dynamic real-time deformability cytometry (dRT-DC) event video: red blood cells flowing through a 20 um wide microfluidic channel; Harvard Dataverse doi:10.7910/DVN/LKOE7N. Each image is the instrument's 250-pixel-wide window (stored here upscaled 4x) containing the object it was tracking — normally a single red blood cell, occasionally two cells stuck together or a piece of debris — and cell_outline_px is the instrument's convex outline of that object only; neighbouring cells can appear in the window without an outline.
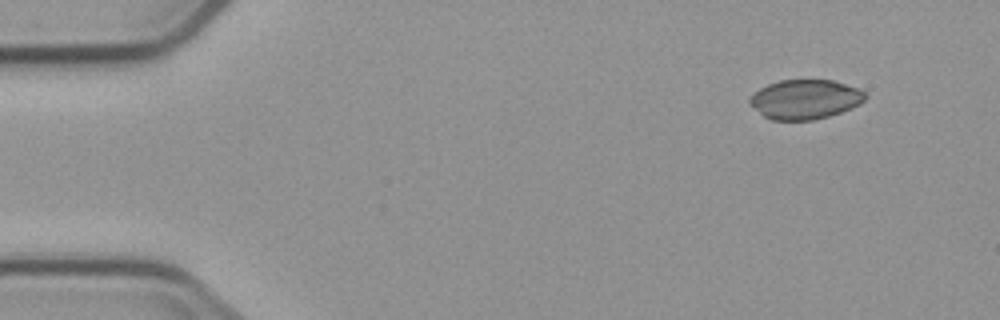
{"species": "common noctule bat (a hibernating species)", "species_latin": "Nyctalus noctula", "temperature_condition": "cold", "stored_images_in_passage": 3, "camera_frame_rate_fps": 3000, "um_per_image_px": 0.085, "animal": {"sex": "male", "body_mass_g": 23.1, "forearm_length_mm": 52.7}, "frame": {"image": 1, "passage_image": 1, "time_ms": 0.0, "image_size_px": [1000, 320], "cell_outline_px": [[868, 96], [860, 104], [852, 108], [828, 116], [812, 120], [772, 120], [764, 116], [748, 104], [748, 100], [760, 88], [768, 84], [780, 80], [832, 80], [860, 88]], "centroid_in_image_um": [68.45, 8.44], "position_along_channel_um": 16.6, "area_um2": 26.59}}
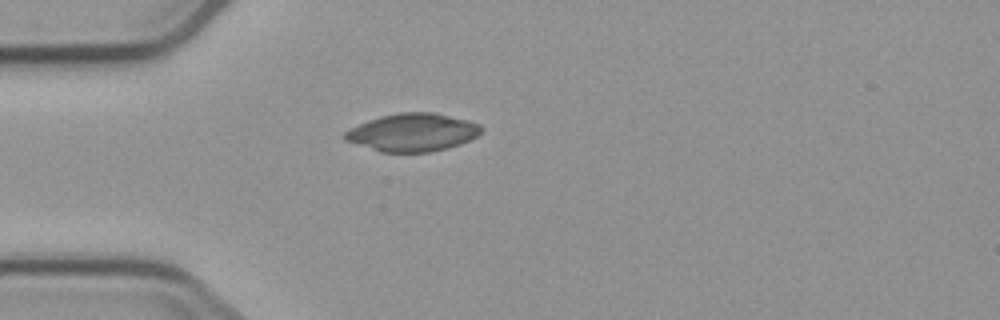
{"frame": {"image": 2, "passage_image": 3, "time_ms": 3.333, "image_size_px": [1000, 320], "cell_outline_px": [[484, 128], [476, 136], [460, 144], [428, 152], [380, 152], [344, 140], [344, 132], [368, 120], [380, 116], [400, 112], [436, 112], [468, 120], [480, 124]], "centroid_in_image_um": [35.07, 11.24], "position_along_channel_um": 49.9, "area_um2": 30.0}}